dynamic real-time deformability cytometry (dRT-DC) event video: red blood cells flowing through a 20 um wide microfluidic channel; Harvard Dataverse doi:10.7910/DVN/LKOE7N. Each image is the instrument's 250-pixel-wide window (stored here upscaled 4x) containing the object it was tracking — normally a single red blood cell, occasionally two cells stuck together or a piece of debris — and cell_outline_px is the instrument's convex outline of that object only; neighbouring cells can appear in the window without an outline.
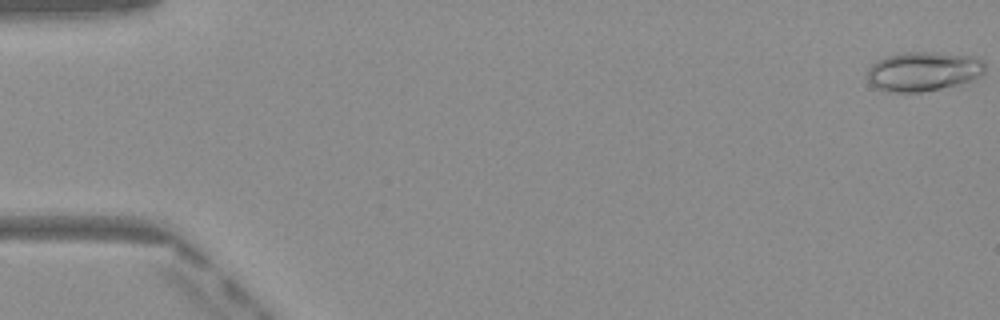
{"species": "Egyptian fruit bat (a non-hibernating species)", "species_latin": "Rousettus aegyptiacus", "temperature_condition": "warm", "stored_images_in_passage": 50, "camera_frame_rate_fps": 3000, "um_per_image_px": 0.085, "frame": {"image": 1, "passage_image": 1, "time_ms": 0.0, "image_size_px": [1000, 320], "cell_outline_px": [[984, 72], [980, 76], [972, 80], [940, 88], [920, 92], [888, 92], [876, 88], [868, 80], [868, 68], [872, 64], [888, 56], [908, 52], [932, 52], [976, 56], [984, 60]], "centroid_in_image_um": [78.5, 6.06], "position_along_channel_um": 6.5, "area_um2": 26.82}}
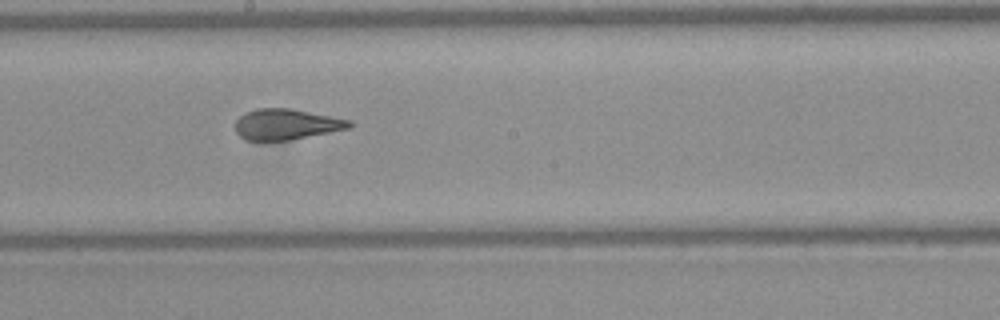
{"frame": {"image": 2, "passage_image": 28, "time_ms": 9.0, "image_size_px": [1000, 320], "cell_outline_px": [[352, 124], [348, 128], [288, 140], [244, 140], [236, 132], [236, 120], [244, 112], [256, 108], [292, 108], [352, 120]], "centroid_in_image_um": [24.31, 10.55], "position_along_channel_um": 223.9, "area_um2": 20.35}}
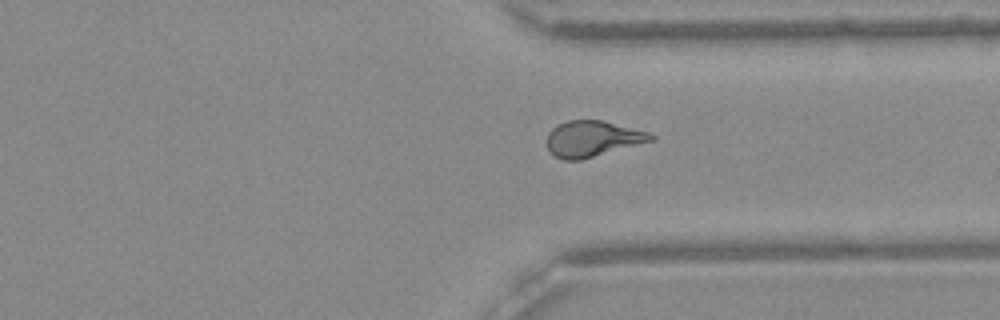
{"frame": {"image": 3, "passage_image": 38, "time_ms": 12.333, "image_size_px": [1000, 320], "cell_outline_px": [[656, 140], [580, 160], [564, 160], [548, 152], [548, 132], [556, 124], [568, 120], [604, 120], [648, 132], [656, 136]], "centroid_in_image_um": [50.38, 11.78], "position_along_channel_um": 361.0, "area_um2": 21.91}, "authors_computed_cell_mechanics": {"area_um2": 21.9929, "velocity_mm_per_s": 4.118, "shape_relaxation_time_tau1_ms": 10.5173, "shape_relaxation_time_tau2_ms": 1.136, "deformation_change_tau1": 0.2828, "deformation_change_tau2": 0.0785}}